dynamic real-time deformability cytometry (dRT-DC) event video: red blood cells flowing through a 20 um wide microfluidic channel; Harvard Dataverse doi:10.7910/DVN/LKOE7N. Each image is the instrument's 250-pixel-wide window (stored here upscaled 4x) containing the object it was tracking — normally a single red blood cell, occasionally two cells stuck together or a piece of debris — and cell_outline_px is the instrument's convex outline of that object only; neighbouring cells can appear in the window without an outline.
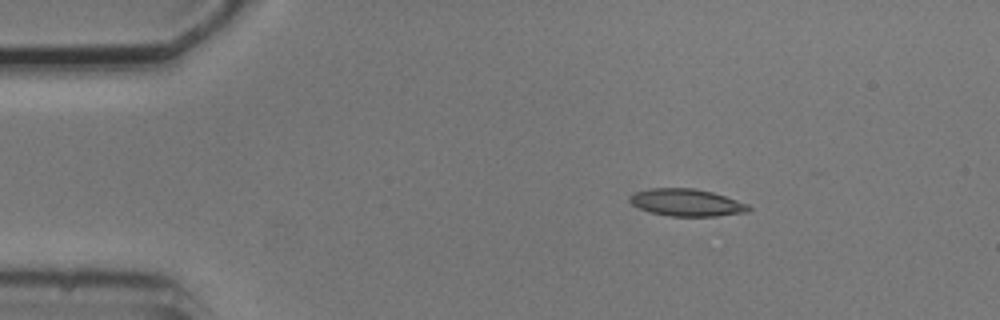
{"species": "common noctule bat (a hibernating species)", "species_latin": "Nyctalus noctula", "temperature_condition": "cold", "stored_images_in_passage": 2, "camera_frame_rate_fps": 3000, "um_per_image_px": 0.085, "animal": {"sex": "male", "body_mass_g": 20.5, "forearm_length_mm": 52.5}, "frame": {"image": 1, "passage_image": 1, "time_ms": 0.0, "image_size_px": [1000, 320], "cell_outline_px": [[752, 208], [748, 212], [716, 216], [672, 216], [652, 212], [640, 208], [632, 204], [628, 200], [628, 196], [636, 192], [652, 188], [696, 188], [712, 192], [748, 204]], "centroid_in_image_um": [58.37, 17.21], "position_along_channel_um": 26.6, "area_um2": 18.73}}